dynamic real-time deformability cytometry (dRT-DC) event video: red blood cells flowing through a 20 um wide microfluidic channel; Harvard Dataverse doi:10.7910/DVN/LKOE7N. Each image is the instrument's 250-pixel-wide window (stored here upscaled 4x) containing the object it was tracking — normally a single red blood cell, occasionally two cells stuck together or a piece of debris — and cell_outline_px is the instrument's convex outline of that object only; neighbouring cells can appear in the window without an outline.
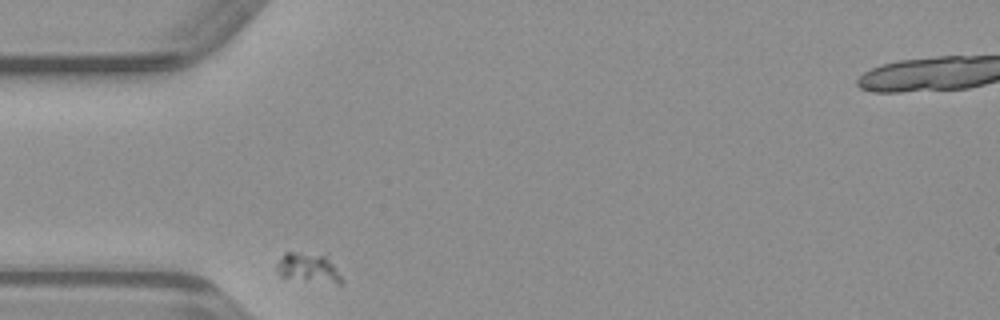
{"species": "common noctule bat (a hibernating species)", "species_latin": "Nyctalus noctula", "temperature_condition": "warm", "stored_images_in_passage": 28, "camera_frame_rate_fps": 3000, "um_per_image_px": 0.085, "animal": {"sex": "male", "body_mass_g": 23.1, "forearm_length_mm": 52.7}, "frame": {"image": 1, "passage_image": 1, "time_ms": 0.0, "image_size_px": [1000, 320], "cell_outline_px": [[344, 284], [340, 284], [280, 276], [276, 268], [276, 264], [284, 252], [292, 252], [324, 256], [332, 264], [344, 280]], "centroid_in_image_um": [26.18, 22.77], "position_along_channel_um": 58.8, "area_um2": 10.64}}
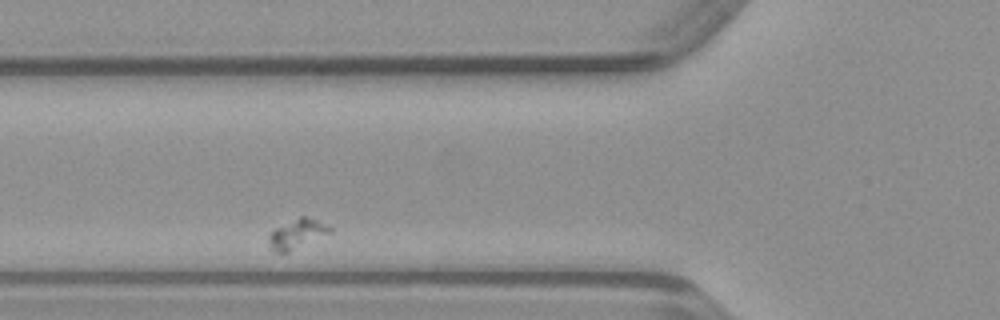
{"frame": {"image": 2, "passage_image": 5, "time_ms": 1.333, "image_size_px": [1000, 320], "cell_outline_px": [[332, 232], [288, 252], [272, 252], [268, 240], [268, 232], [300, 216], [304, 216], [316, 220], [332, 228]], "centroid_in_image_um": [25.21, 19.89], "position_along_channel_um": 100.6, "area_um2": 10.35}}
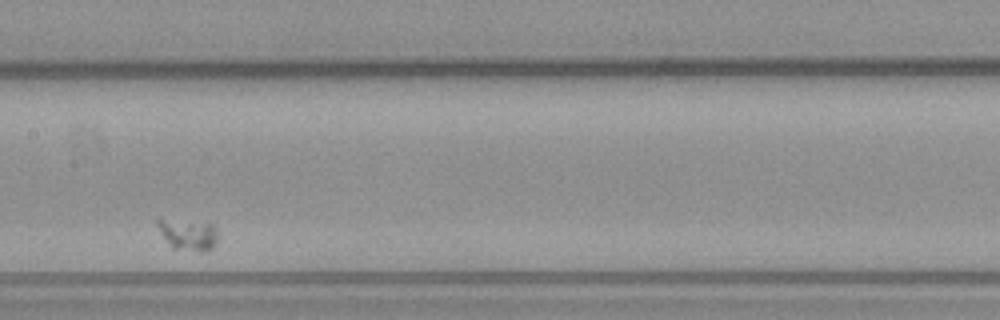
{"frame": {"image": 3, "passage_image": 13, "time_ms": 4.0, "image_size_px": [1000, 320], "cell_outline_px": [[216, 240], [212, 248], [204, 252], [172, 248], [156, 224], [156, 220], [160, 220], [212, 224], [216, 228]], "centroid_in_image_um": [16.02, 19.98], "position_along_channel_um": 191.4, "area_um2": 10.29}}